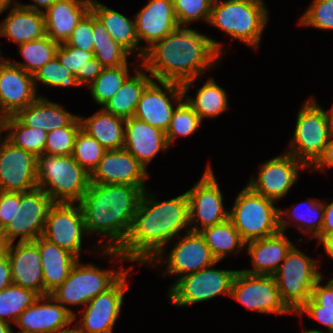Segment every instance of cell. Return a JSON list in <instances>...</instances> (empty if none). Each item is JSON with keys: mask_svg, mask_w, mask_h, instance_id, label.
<instances>
[{"mask_svg": "<svg viewBox=\"0 0 333 333\" xmlns=\"http://www.w3.org/2000/svg\"><path fill=\"white\" fill-rule=\"evenodd\" d=\"M75 1H77V2H79V3H81V4L86 5V6L89 7L90 9H91L92 7H94L95 5H97L99 2H101V1H99V0H75Z\"/></svg>", "mask_w": 333, "mask_h": 333, "instance_id": "cell-60", "label": "cell"}, {"mask_svg": "<svg viewBox=\"0 0 333 333\" xmlns=\"http://www.w3.org/2000/svg\"><path fill=\"white\" fill-rule=\"evenodd\" d=\"M0 123H3L2 117L0 116Z\"/></svg>", "mask_w": 333, "mask_h": 333, "instance_id": "cell-68", "label": "cell"}, {"mask_svg": "<svg viewBox=\"0 0 333 333\" xmlns=\"http://www.w3.org/2000/svg\"><path fill=\"white\" fill-rule=\"evenodd\" d=\"M172 241L174 246H166L147 265L152 268L157 266L156 269L164 267L163 278L177 276L171 286L185 275L220 263L211 253L200 232L188 231Z\"/></svg>", "mask_w": 333, "mask_h": 333, "instance_id": "cell-10", "label": "cell"}, {"mask_svg": "<svg viewBox=\"0 0 333 333\" xmlns=\"http://www.w3.org/2000/svg\"><path fill=\"white\" fill-rule=\"evenodd\" d=\"M222 43L190 27H178L145 51L141 65L156 81L182 84L183 93L220 66Z\"/></svg>", "mask_w": 333, "mask_h": 333, "instance_id": "cell-1", "label": "cell"}, {"mask_svg": "<svg viewBox=\"0 0 333 333\" xmlns=\"http://www.w3.org/2000/svg\"><path fill=\"white\" fill-rule=\"evenodd\" d=\"M134 269L129 266V270L108 290L100 293L83 309L80 313L74 314L73 325L81 333H113L116 320L121 314L124 304L125 290L128 286V274ZM80 315L81 318H77Z\"/></svg>", "mask_w": 333, "mask_h": 333, "instance_id": "cell-14", "label": "cell"}, {"mask_svg": "<svg viewBox=\"0 0 333 333\" xmlns=\"http://www.w3.org/2000/svg\"><path fill=\"white\" fill-rule=\"evenodd\" d=\"M37 157L14 146L5 137L0 140V191L26 192L37 185Z\"/></svg>", "mask_w": 333, "mask_h": 333, "instance_id": "cell-19", "label": "cell"}, {"mask_svg": "<svg viewBox=\"0 0 333 333\" xmlns=\"http://www.w3.org/2000/svg\"><path fill=\"white\" fill-rule=\"evenodd\" d=\"M124 148L148 170L147 165L154 157L161 151L167 152L170 147L165 132L131 117L125 119Z\"/></svg>", "mask_w": 333, "mask_h": 333, "instance_id": "cell-25", "label": "cell"}, {"mask_svg": "<svg viewBox=\"0 0 333 333\" xmlns=\"http://www.w3.org/2000/svg\"><path fill=\"white\" fill-rule=\"evenodd\" d=\"M300 333H313V332H310V331H307V330H302Z\"/></svg>", "mask_w": 333, "mask_h": 333, "instance_id": "cell-67", "label": "cell"}, {"mask_svg": "<svg viewBox=\"0 0 333 333\" xmlns=\"http://www.w3.org/2000/svg\"><path fill=\"white\" fill-rule=\"evenodd\" d=\"M200 234L217 261L221 262L231 254L238 255L245 249V242L229 218L203 229Z\"/></svg>", "mask_w": 333, "mask_h": 333, "instance_id": "cell-37", "label": "cell"}, {"mask_svg": "<svg viewBox=\"0 0 333 333\" xmlns=\"http://www.w3.org/2000/svg\"><path fill=\"white\" fill-rule=\"evenodd\" d=\"M12 283L44 295V279L39 248L34 241L7 244Z\"/></svg>", "mask_w": 333, "mask_h": 333, "instance_id": "cell-24", "label": "cell"}, {"mask_svg": "<svg viewBox=\"0 0 333 333\" xmlns=\"http://www.w3.org/2000/svg\"><path fill=\"white\" fill-rule=\"evenodd\" d=\"M183 100L182 84L153 80L143 91L133 117L166 132L175 108Z\"/></svg>", "mask_w": 333, "mask_h": 333, "instance_id": "cell-18", "label": "cell"}, {"mask_svg": "<svg viewBox=\"0 0 333 333\" xmlns=\"http://www.w3.org/2000/svg\"><path fill=\"white\" fill-rule=\"evenodd\" d=\"M295 123L293 138L285 151L310 170L323 156L333 131L326 110L314 96L303 103Z\"/></svg>", "mask_w": 333, "mask_h": 333, "instance_id": "cell-7", "label": "cell"}, {"mask_svg": "<svg viewBox=\"0 0 333 333\" xmlns=\"http://www.w3.org/2000/svg\"><path fill=\"white\" fill-rule=\"evenodd\" d=\"M0 23V36L19 45L45 36L44 13L11 5Z\"/></svg>", "mask_w": 333, "mask_h": 333, "instance_id": "cell-29", "label": "cell"}, {"mask_svg": "<svg viewBox=\"0 0 333 333\" xmlns=\"http://www.w3.org/2000/svg\"><path fill=\"white\" fill-rule=\"evenodd\" d=\"M40 252L44 295L50 294L69 276L78 258L42 236L34 241Z\"/></svg>", "mask_w": 333, "mask_h": 333, "instance_id": "cell-32", "label": "cell"}, {"mask_svg": "<svg viewBox=\"0 0 333 333\" xmlns=\"http://www.w3.org/2000/svg\"><path fill=\"white\" fill-rule=\"evenodd\" d=\"M56 57L60 64L73 73L80 87H89L102 72V64L93 57L92 52L66 44H60Z\"/></svg>", "mask_w": 333, "mask_h": 333, "instance_id": "cell-36", "label": "cell"}, {"mask_svg": "<svg viewBox=\"0 0 333 333\" xmlns=\"http://www.w3.org/2000/svg\"><path fill=\"white\" fill-rule=\"evenodd\" d=\"M39 297L32 290L10 284L0 291V320L15 323L18 316Z\"/></svg>", "mask_w": 333, "mask_h": 333, "instance_id": "cell-42", "label": "cell"}, {"mask_svg": "<svg viewBox=\"0 0 333 333\" xmlns=\"http://www.w3.org/2000/svg\"><path fill=\"white\" fill-rule=\"evenodd\" d=\"M269 13L264 0H214L208 24L257 50Z\"/></svg>", "mask_w": 333, "mask_h": 333, "instance_id": "cell-5", "label": "cell"}, {"mask_svg": "<svg viewBox=\"0 0 333 333\" xmlns=\"http://www.w3.org/2000/svg\"><path fill=\"white\" fill-rule=\"evenodd\" d=\"M321 262L320 258H311L294 245L273 275L282 302L293 314L311 297L316 282L323 275L319 272Z\"/></svg>", "mask_w": 333, "mask_h": 333, "instance_id": "cell-9", "label": "cell"}, {"mask_svg": "<svg viewBox=\"0 0 333 333\" xmlns=\"http://www.w3.org/2000/svg\"><path fill=\"white\" fill-rule=\"evenodd\" d=\"M74 315L50 294L39 296L17 318L19 330L32 333H58L73 326Z\"/></svg>", "mask_w": 333, "mask_h": 333, "instance_id": "cell-22", "label": "cell"}, {"mask_svg": "<svg viewBox=\"0 0 333 333\" xmlns=\"http://www.w3.org/2000/svg\"><path fill=\"white\" fill-rule=\"evenodd\" d=\"M33 80L37 92L39 84L47 86V88H72L80 87L76 76L63 67L58 61L57 57H54L47 62L43 67L37 70L33 74Z\"/></svg>", "mask_w": 333, "mask_h": 333, "instance_id": "cell-45", "label": "cell"}, {"mask_svg": "<svg viewBox=\"0 0 333 333\" xmlns=\"http://www.w3.org/2000/svg\"><path fill=\"white\" fill-rule=\"evenodd\" d=\"M90 10L75 0H58L44 11L45 34L58 44L66 42Z\"/></svg>", "mask_w": 333, "mask_h": 333, "instance_id": "cell-33", "label": "cell"}, {"mask_svg": "<svg viewBox=\"0 0 333 333\" xmlns=\"http://www.w3.org/2000/svg\"><path fill=\"white\" fill-rule=\"evenodd\" d=\"M13 332V328L12 325L0 320V333H12Z\"/></svg>", "mask_w": 333, "mask_h": 333, "instance_id": "cell-58", "label": "cell"}, {"mask_svg": "<svg viewBox=\"0 0 333 333\" xmlns=\"http://www.w3.org/2000/svg\"><path fill=\"white\" fill-rule=\"evenodd\" d=\"M324 275H322L316 282L311 298L318 304L322 306V309L333 310V283L329 280L324 285L322 280H324Z\"/></svg>", "mask_w": 333, "mask_h": 333, "instance_id": "cell-51", "label": "cell"}, {"mask_svg": "<svg viewBox=\"0 0 333 333\" xmlns=\"http://www.w3.org/2000/svg\"><path fill=\"white\" fill-rule=\"evenodd\" d=\"M134 20L138 41L144 51L179 27L172 0L148 1L134 15ZM142 41L146 44L141 45Z\"/></svg>", "mask_w": 333, "mask_h": 333, "instance_id": "cell-23", "label": "cell"}, {"mask_svg": "<svg viewBox=\"0 0 333 333\" xmlns=\"http://www.w3.org/2000/svg\"><path fill=\"white\" fill-rule=\"evenodd\" d=\"M105 152L106 149L95 138L80 128L75 138L72 157L87 173H93Z\"/></svg>", "mask_w": 333, "mask_h": 333, "instance_id": "cell-44", "label": "cell"}, {"mask_svg": "<svg viewBox=\"0 0 333 333\" xmlns=\"http://www.w3.org/2000/svg\"><path fill=\"white\" fill-rule=\"evenodd\" d=\"M4 133V124L0 123V140L3 138L2 134Z\"/></svg>", "mask_w": 333, "mask_h": 333, "instance_id": "cell-64", "label": "cell"}, {"mask_svg": "<svg viewBox=\"0 0 333 333\" xmlns=\"http://www.w3.org/2000/svg\"><path fill=\"white\" fill-rule=\"evenodd\" d=\"M87 231L79 203H53L42 237L81 259Z\"/></svg>", "mask_w": 333, "mask_h": 333, "instance_id": "cell-17", "label": "cell"}, {"mask_svg": "<svg viewBox=\"0 0 333 333\" xmlns=\"http://www.w3.org/2000/svg\"><path fill=\"white\" fill-rule=\"evenodd\" d=\"M317 245H322L327 257L333 260V234L324 237Z\"/></svg>", "mask_w": 333, "mask_h": 333, "instance_id": "cell-57", "label": "cell"}, {"mask_svg": "<svg viewBox=\"0 0 333 333\" xmlns=\"http://www.w3.org/2000/svg\"><path fill=\"white\" fill-rule=\"evenodd\" d=\"M323 208V226L321 233L315 238L317 240V244L327 235L333 234V201L330 203L323 201Z\"/></svg>", "mask_w": 333, "mask_h": 333, "instance_id": "cell-53", "label": "cell"}, {"mask_svg": "<svg viewBox=\"0 0 333 333\" xmlns=\"http://www.w3.org/2000/svg\"><path fill=\"white\" fill-rule=\"evenodd\" d=\"M91 11L101 21L114 41L131 57L134 56L137 61H142L145 51L140 47L134 19L128 18L101 2L92 7Z\"/></svg>", "mask_w": 333, "mask_h": 333, "instance_id": "cell-27", "label": "cell"}, {"mask_svg": "<svg viewBox=\"0 0 333 333\" xmlns=\"http://www.w3.org/2000/svg\"><path fill=\"white\" fill-rule=\"evenodd\" d=\"M143 191L136 186L90 183L79 205L88 235L100 249L118 250L126 240Z\"/></svg>", "mask_w": 333, "mask_h": 333, "instance_id": "cell-3", "label": "cell"}, {"mask_svg": "<svg viewBox=\"0 0 333 333\" xmlns=\"http://www.w3.org/2000/svg\"><path fill=\"white\" fill-rule=\"evenodd\" d=\"M204 268L179 278L167 290V297L174 307L182 308L210 301L218 295L230 297L233 280L239 270Z\"/></svg>", "mask_w": 333, "mask_h": 333, "instance_id": "cell-11", "label": "cell"}, {"mask_svg": "<svg viewBox=\"0 0 333 333\" xmlns=\"http://www.w3.org/2000/svg\"><path fill=\"white\" fill-rule=\"evenodd\" d=\"M174 14L179 27L204 20L208 23L214 0H172Z\"/></svg>", "mask_w": 333, "mask_h": 333, "instance_id": "cell-47", "label": "cell"}, {"mask_svg": "<svg viewBox=\"0 0 333 333\" xmlns=\"http://www.w3.org/2000/svg\"><path fill=\"white\" fill-rule=\"evenodd\" d=\"M230 297L247 310L260 314H293L282 302L272 275L248 274L240 269L233 280Z\"/></svg>", "mask_w": 333, "mask_h": 333, "instance_id": "cell-15", "label": "cell"}, {"mask_svg": "<svg viewBox=\"0 0 333 333\" xmlns=\"http://www.w3.org/2000/svg\"><path fill=\"white\" fill-rule=\"evenodd\" d=\"M326 113H327V117H328V121H329V124L331 126V129L333 131V105L332 107L328 110H326Z\"/></svg>", "mask_w": 333, "mask_h": 333, "instance_id": "cell-61", "label": "cell"}, {"mask_svg": "<svg viewBox=\"0 0 333 333\" xmlns=\"http://www.w3.org/2000/svg\"><path fill=\"white\" fill-rule=\"evenodd\" d=\"M16 192L0 191V232L15 217Z\"/></svg>", "mask_w": 333, "mask_h": 333, "instance_id": "cell-52", "label": "cell"}, {"mask_svg": "<svg viewBox=\"0 0 333 333\" xmlns=\"http://www.w3.org/2000/svg\"><path fill=\"white\" fill-rule=\"evenodd\" d=\"M149 172L125 148L106 150L97 168L90 175V183L121 184L147 189Z\"/></svg>", "mask_w": 333, "mask_h": 333, "instance_id": "cell-21", "label": "cell"}, {"mask_svg": "<svg viewBox=\"0 0 333 333\" xmlns=\"http://www.w3.org/2000/svg\"><path fill=\"white\" fill-rule=\"evenodd\" d=\"M298 24L318 30H333V0H312Z\"/></svg>", "mask_w": 333, "mask_h": 333, "instance_id": "cell-48", "label": "cell"}, {"mask_svg": "<svg viewBox=\"0 0 333 333\" xmlns=\"http://www.w3.org/2000/svg\"><path fill=\"white\" fill-rule=\"evenodd\" d=\"M40 96L33 75L13 64L7 57L0 62V116L15 115Z\"/></svg>", "mask_w": 333, "mask_h": 333, "instance_id": "cell-20", "label": "cell"}, {"mask_svg": "<svg viewBox=\"0 0 333 333\" xmlns=\"http://www.w3.org/2000/svg\"><path fill=\"white\" fill-rule=\"evenodd\" d=\"M51 198L39 187L26 192H16V213L0 232V240L5 244L35 241L43 235Z\"/></svg>", "mask_w": 333, "mask_h": 333, "instance_id": "cell-12", "label": "cell"}, {"mask_svg": "<svg viewBox=\"0 0 333 333\" xmlns=\"http://www.w3.org/2000/svg\"><path fill=\"white\" fill-rule=\"evenodd\" d=\"M37 185L54 203H79L90 185L87 173L72 155L37 156Z\"/></svg>", "mask_w": 333, "mask_h": 333, "instance_id": "cell-6", "label": "cell"}, {"mask_svg": "<svg viewBox=\"0 0 333 333\" xmlns=\"http://www.w3.org/2000/svg\"><path fill=\"white\" fill-rule=\"evenodd\" d=\"M5 246L6 245L0 240V256L4 253Z\"/></svg>", "mask_w": 333, "mask_h": 333, "instance_id": "cell-63", "label": "cell"}, {"mask_svg": "<svg viewBox=\"0 0 333 333\" xmlns=\"http://www.w3.org/2000/svg\"><path fill=\"white\" fill-rule=\"evenodd\" d=\"M14 116L25 126L39 128L48 133L69 125L78 115L68 112L63 105L51 101L49 97L40 96Z\"/></svg>", "mask_w": 333, "mask_h": 333, "instance_id": "cell-30", "label": "cell"}, {"mask_svg": "<svg viewBox=\"0 0 333 333\" xmlns=\"http://www.w3.org/2000/svg\"><path fill=\"white\" fill-rule=\"evenodd\" d=\"M275 204V201L254 192L248 185L238 192L229 210V219L245 243L280 231L279 208Z\"/></svg>", "mask_w": 333, "mask_h": 333, "instance_id": "cell-8", "label": "cell"}, {"mask_svg": "<svg viewBox=\"0 0 333 333\" xmlns=\"http://www.w3.org/2000/svg\"><path fill=\"white\" fill-rule=\"evenodd\" d=\"M323 214V201L318 198H307L284 209L279 207V229L287 232L288 227L293 226L309 239H314L321 233Z\"/></svg>", "mask_w": 333, "mask_h": 333, "instance_id": "cell-31", "label": "cell"}, {"mask_svg": "<svg viewBox=\"0 0 333 333\" xmlns=\"http://www.w3.org/2000/svg\"><path fill=\"white\" fill-rule=\"evenodd\" d=\"M60 44L53 41L48 35L40 39L19 44L18 54L24 59L22 62L11 60L13 64L22 68L25 72L34 74L47 62L56 57V52Z\"/></svg>", "mask_w": 333, "mask_h": 333, "instance_id": "cell-40", "label": "cell"}, {"mask_svg": "<svg viewBox=\"0 0 333 333\" xmlns=\"http://www.w3.org/2000/svg\"><path fill=\"white\" fill-rule=\"evenodd\" d=\"M12 284L11 265L7 254L4 252L0 256V291Z\"/></svg>", "mask_w": 333, "mask_h": 333, "instance_id": "cell-55", "label": "cell"}, {"mask_svg": "<svg viewBox=\"0 0 333 333\" xmlns=\"http://www.w3.org/2000/svg\"><path fill=\"white\" fill-rule=\"evenodd\" d=\"M299 318L307 315L310 319L319 322V324L325 326L326 330L323 329H306L313 333H327L333 331V310L322 309L321 305H318L311 297L305 302V304L295 313Z\"/></svg>", "mask_w": 333, "mask_h": 333, "instance_id": "cell-50", "label": "cell"}, {"mask_svg": "<svg viewBox=\"0 0 333 333\" xmlns=\"http://www.w3.org/2000/svg\"><path fill=\"white\" fill-rule=\"evenodd\" d=\"M294 245L286 232L282 231L266 238L247 242L245 249L250 255L253 269H242V271L254 275L273 276Z\"/></svg>", "mask_w": 333, "mask_h": 333, "instance_id": "cell-26", "label": "cell"}, {"mask_svg": "<svg viewBox=\"0 0 333 333\" xmlns=\"http://www.w3.org/2000/svg\"><path fill=\"white\" fill-rule=\"evenodd\" d=\"M150 188L143 191L128 236L118 252L127 260L147 266L172 240L190 231L186 192L159 201Z\"/></svg>", "mask_w": 333, "mask_h": 333, "instance_id": "cell-2", "label": "cell"}, {"mask_svg": "<svg viewBox=\"0 0 333 333\" xmlns=\"http://www.w3.org/2000/svg\"><path fill=\"white\" fill-rule=\"evenodd\" d=\"M1 55H3V54H2V50H0V62L5 58V57H3V56H1Z\"/></svg>", "mask_w": 333, "mask_h": 333, "instance_id": "cell-66", "label": "cell"}, {"mask_svg": "<svg viewBox=\"0 0 333 333\" xmlns=\"http://www.w3.org/2000/svg\"><path fill=\"white\" fill-rule=\"evenodd\" d=\"M333 168V133L326 145L323 156L319 161L310 169V171L327 172V169Z\"/></svg>", "mask_w": 333, "mask_h": 333, "instance_id": "cell-54", "label": "cell"}, {"mask_svg": "<svg viewBox=\"0 0 333 333\" xmlns=\"http://www.w3.org/2000/svg\"><path fill=\"white\" fill-rule=\"evenodd\" d=\"M5 138L14 146L33 153L36 157L44 153L47 132L23 125L14 115L2 118Z\"/></svg>", "mask_w": 333, "mask_h": 333, "instance_id": "cell-39", "label": "cell"}, {"mask_svg": "<svg viewBox=\"0 0 333 333\" xmlns=\"http://www.w3.org/2000/svg\"><path fill=\"white\" fill-rule=\"evenodd\" d=\"M136 62L131 63L133 65L131 66L134 71L133 75H130L114 96L101 107L106 112L123 119L133 117L143 91L154 80L141 65V61Z\"/></svg>", "mask_w": 333, "mask_h": 333, "instance_id": "cell-28", "label": "cell"}, {"mask_svg": "<svg viewBox=\"0 0 333 333\" xmlns=\"http://www.w3.org/2000/svg\"><path fill=\"white\" fill-rule=\"evenodd\" d=\"M12 5V0H0V15L6 12Z\"/></svg>", "mask_w": 333, "mask_h": 333, "instance_id": "cell-59", "label": "cell"}, {"mask_svg": "<svg viewBox=\"0 0 333 333\" xmlns=\"http://www.w3.org/2000/svg\"><path fill=\"white\" fill-rule=\"evenodd\" d=\"M80 128L81 124L77 116L69 125L49 131L44 154L52 156L72 155L75 138Z\"/></svg>", "mask_w": 333, "mask_h": 333, "instance_id": "cell-46", "label": "cell"}, {"mask_svg": "<svg viewBox=\"0 0 333 333\" xmlns=\"http://www.w3.org/2000/svg\"><path fill=\"white\" fill-rule=\"evenodd\" d=\"M97 246L94 247L93 245V248H95L92 251L93 254L109 258L107 260H111L113 264L115 263L113 265L114 268H100L101 266H96L95 263L84 264L78 259L72 267L69 276L50 293L57 302L68 309L73 315L76 311L68 306L84 307L97 295L111 288L129 270V268L127 269L122 264L119 266L120 261L124 262L127 260L118 250L100 249L98 244Z\"/></svg>", "mask_w": 333, "mask_h": 333, "instance_id": "cell-4", "label": "cell"}, {"mask_svg": "<svg viewBox=\"0 0 333 333\" xmlns=\"http://www.w3.org/2000/svg\"><path fill=\"white\" fill-rule=\"evenodd\" d=\"M131 55L114 41L101 21L93 14V57L104 68L126 65Z\"/></svg>", "mask_w": 333, "mask_h": 333, "instance_id": "cell-38", "label": "cell"}, {"mask_svg": "<svg viewBox=\"0 0 333 333\" xmlns=\"http://www.w3.org/2000/svg\"><path fill=\"white\" fill-rule=\"evenodd\" d=\"M196 95L184 94V99L198 114L199 118L214 119L229 111V99L226 89L219 86L214 78L208 77L196 90Z\"/></svg>", "mask_w": 333, "mask_h": 333, "instance_id": "cell-35", "label": "cell"}, {"mask_svg": "<svg viewBox=\"0 0 333 333\" xmlns=\"http://www.w3.org/2000/svg\"><path fill=\"white\" fill-rule=\"evenodd\" d=\"M65 43L93 53V12L91 10L77 24Z\"/></svg>", "mask_w": 333, "mask_h": 333, "instance_id": "cell-49", "label": "cell"}, {"mask_svg": "<svg viewBox=\"0 0 333 333\" xmlns=\"http://www.w3.org/2000/svg\"><path fill=\"white\" fill-rule=\"evenodd\" d=\"M129 65L127 63L118 67L103 68L89 86L90 96L96 104L102 107L122 87L125 80L132 74Z\"/></svg>", "mask_w": 333, "mask_h": 333, "instance_id": "cell-41", "label": "cell"}, {"mask_svg": "<svg viewBox=\"0 0 333 333\" xmlns=\"http://www.w3.org/2000/svg\"><path fill=\"white\" fill-rule=\"evenodd\" d=\"M189 202L190 231L200 232L229 218L224 206L223 193L211 164L201 178L186 191Z\"/></svg>", "mask_w": 333, "mask_h": 333, "instance_id": "cell-13", "label": "cell"}, {"mask_svg": "<svg viewBox=\"0 0 333 333\" xmlns=\"http://www.w3.org/2000/svg\"><path fill=\"white\" fill-rule=\"evenodd\" d=\"M309 170L288 152L281 153L259 164L258 176H251L246 183L254 192L275 202L289 194L297 183L300 170Z\"/></svg>", "mask_w": 333, "mask_h": 333, "instance_id": "cell-16", "label": "cell"}, {"mask_svg": "<svg viewBox=\"0 0 333 333\" xmlns=\"http://www.w3.org/2000/svg\"><path fill=\"white\" fill-rule=\"evenodd\" d=\"M58 333H81V332L73 325L70 329Z\"/></svg>", "mask_w": 333, "mask_h": 333, "instance_id": "cell-62", "label": "cell"}, {"mask_svg": "<svg viewBox=\"0 0 333 333\" xmlns=\"http://www.w3.org/2000/svg\"><path fill=\"white\" fill-rule=\"evenodd\" d=\"M81 129L95 138L106 150L124 148L125 119L101 107L90 117L78 115Z\"/></svg>", "mask_w": 333, "mask_h": 333, "instance_id": "cell-34", "label": "cell"}, {"mask_svg": "<svg viewBox=\"0 0 333 333\" xmlns=\"http://www.w3.org/2000/svg\"><path fill=\"white\" fill-rule=\"evenodd\" d=\"M202 120L193 108L184 99L174 110L167 128L166 139L169 147L174 145L177 137H190L197 132Z\"/></svg>", "mask_w": 333, "mask_h": 333, "instance_id": "cell-43", "label": "cell"}, {"mask_svg": "<svg viewBox=\"0 0 333 333\" xmlns=\"http://www.w3.org/2000/svg\"><path fill=\"white\" fill-rule=\"evenodd\" d=\"M31 1H32V4L31 3L24 4V3H21L19 0H15V1L12 0V5L44 13V11H46L50 6L55 4L58 0H31Z\"/></svg>", "mask_w": 333, "mask_h": 333, "instance_id": "cell-56", "label": "cell"}, {"mask_svg": "<svg viewBox=\"0 0 333 333\" xmlns=\"http://www.w3.org/2000/svg\"><path fill=\"white\" fill-rule=\"evenodd\" d=\"M12 333H15V332H14V329H13V332H12ZM17 333H32V332H25V331L18 330Z\"/></svg>", "mask_w": 333, "mask_h": 333, "instance_id": "cell-65", "label": "cell"}]
</instances>
